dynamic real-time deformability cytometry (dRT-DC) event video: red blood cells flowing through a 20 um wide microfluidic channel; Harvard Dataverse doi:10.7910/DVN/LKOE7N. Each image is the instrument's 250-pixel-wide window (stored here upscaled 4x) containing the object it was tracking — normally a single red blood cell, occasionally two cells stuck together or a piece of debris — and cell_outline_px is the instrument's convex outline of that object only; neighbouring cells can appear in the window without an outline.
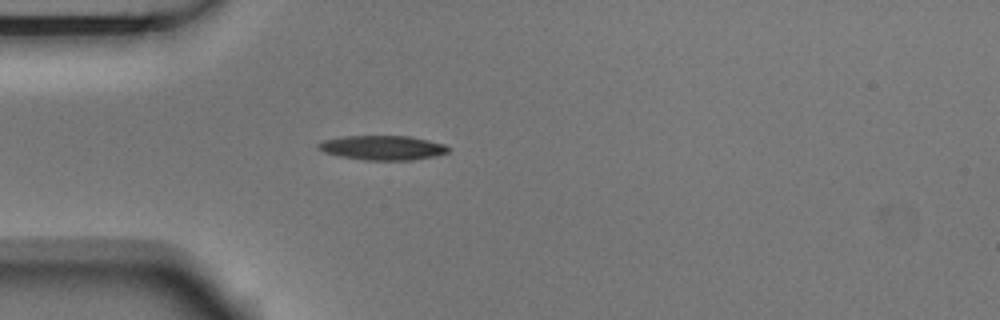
{"species": "Egyptian fruit bat (a non-hibernating species)", "species_latin": "Rousettus aegyptiacus", "temperature_condition": "room temperature", "stored_images_in_passage": 3, "camera_frame_rate_fps": 3000, "um_per_image_px": 0.085, "animal": {"sex": "male"}, "frame": {"image": 1, "passage_image": 3, "time_ms": 0.667, "image_size_px": [1000, 320], "cell_outline_px": [[448, 152], [436, 156], [412, 160], [364, 160], [340, 156], [324, 152], [316, 148], [316, 144], [324, 140], [344, 136], [412, 136], [444, 144], [448, 148]], "centroid_in_image_um": [32.5, 12.56], "position_along_channel_um": 52.5, "area_um2": 18.55}}